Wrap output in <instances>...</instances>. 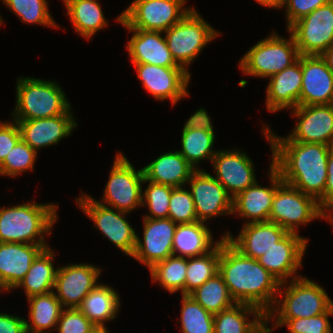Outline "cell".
<instances>
[{
  "label": "cell",
  "mask_w": 333,
  "mask_h": 333,
  "mask_svg": "<svg viewBox=\"0 0 333 333\" xmlns=\"http://www.w3.org/2000/svg\"><path fill=\"white\" fill-rule=\"evenodd\" d=\"M327 220L333 225V215H330Z\"/></svg>",
  "instance_id": "53"
},
{
  "label": "cell",
  "mask_w": 333,
  "mask_h": 333,
  "mask_svg": "<svg viewBox=\"0 0 333 333\" xmlns=\"http://www.w3.org/2000/svg\"><path fill=\"white\" fill-rule=\"evenodd\" d=\"M28 299L30 323L25 320L27 333H49L47 329L56 328L63 307L54 291L34 295Z\"/></svg>",
  "instance_id": "33"
},
{
  "label": "cell",
  "mask_w": 333,
  "mask_h": 333,
  "mask_svg": "<svg viewBox=\"0 0 333 333\" xmlns=\"http://www.w3.org/2000/svg\"><path fill=\"white\" fill-rule=\"evenodd\" d=\"M220 240L208 253L187 258L185 295H190L209 278L219 272Z\"/></svg>",
  "instance_id": "37"
},
{
  "label": "cell",
  "mask_w": 333,
  "mask_h": 333,
  "mask_svg": "<svg viewBox=\"0 0 333 333\" xmlns=\"http://www.w3.org/2000/svg\"><path fill=\"white\" fill-rule=\"evenodd\" d=\"M37 151L20 139L0 164V175L16 177L33 170Z\"/></svg>",
  "instance_id": "40"
},
{
  "label": "cell",
  "mask_w": 333,
  "mask_h": 333,
  "mask_svg": "<svg viewBox=\"0 0 333 333\" xmlns=\"http://www.w3.org/2000/svg\"><path fill=\"white\" fill-rule=\"evenodd\" d=\"M187 184L190 185L199 222L205 223L209 218L232 214L233 198L210 173L203 169L195 170Z\"/></svg>",
  "instance_id": "14"
},
{
  "label": "cell",
  "mask_w": 333,
  "mask_h": 333,
  "mask_svg": "<svg viewBox=\"0 0 333 333\" xmlns=\"http://www.w3.org/2000/svg\"><path fill=\"white\" fill-rule=\"evenodd\" d=\"M113 163L103 200L99 203L129 213L142 206L143 169L136 171L121 152L117 153Z\"/></svg>",
  "instance_id": "10"
},
{
  "label": "cell",
  "mask_w": 333,
  "mask_h": 333,
  "mask_svg": "<svg viewBox=\"0 0 333 333\" xmlns=\"http://www.w3.org/2000/svg\"><path fill=\"white\" fill-rule=\"evenodd\" d=\"M76 33L91 39L99 30L108 27L101 5L97 0H63Z\"/></svg>",
  "instance_id": "32"
},
{
  "label": "cell",
  "mask_w": 333,
  "mask_h": 333,
  "mask_svg": "<svg viewBox=\"0 0 333 333\" xmlns=\"http://www.w3.org/2000/svg\"><path fill=\"white\" fill-rule=\"evenodd\" d=\"M321 56L325 59L328 68L333 73V46L327 49Z\"/></svg>",
  "instance_id": "51"
},
{
  "label": "cell",
  "mask_w": 333,
  "mask_h": 333,
  "mask_svg": "<svg viewBox=\"0 0 333 333\" xmlns=\"http://www.w3.org/2000/svg\"><path fill=\"white\" fill-rule=\"evenodd\" d=\"M258 2V4L268 7V8H274L277 10V8H283L285 0H255Z\"/></svg>",
  "instance_id": "50"
},
{
  "label": "cell",
  "mask_w": 333,
  "mask_h": 333,
  "mask_svg": "<svg viewBox=\"0 0 333 333\" xmlns=\"http://www.w3.org/2000/svg\"><path fill=\"white\" fill-rule=\"evenodd\" d=\"M225 233L223 237L235 249L244 256L256 260L288 234L285 229L271 221L244 224L235 238L230 231Z\"/></svg>",
  "instance_id": "23"
},
{
  "label": "cell",
  "mask_w": 333,
  "mask_h": 333,
  "mask_svg": "<svg viewBox=\"0 0 333 333\" xmlns=\"http://www.w3.org/2000/svg\"><path fill=\"white\" fill-rule=\"evenodd\" d=\"M137 71L145 90L155 99H170L175 105L180 99L189 96L187 91L190 83V72L183 67H161L143 63H132Z\"/></svg>",
  "instance_id": "13"
},
{
  "label": "cell",
  "mask_w": 333,
  "mask_h": 333,
  "mask_svg": "<svg viewBox=\"0 0 333 333\" xmlns=\"http://www.w3.org/2000/svg\"><path fill=\"white\" fill-rule=\"evenodd\" d=\"M211 232L205 223L199 221L177 224L173 238V255L190 258L208 253L219 242L214 243Z\"/></svg>",
  "instance_id": "29"
},
{
  "label": "cell",
  "mask_w": 333,
  "mask_h": 333,
  "mask_svg": "<svg viewBox=\"0 0 333 333\" xmlns=\"http://www.w3.org/2000/svg\"><path fill=\"white\" fill-rule=\"evenodd\" d=\"M184 187H173L169 200L168 218L177 224L198 221L191 191Z\"/></svg>",
  "instance_id": "43"
},
{
  "label": "cell",
  "mask_w": 333,
  "mask_h": 333,
  "mask_svg": "<svg viewBox=\"0 0 333 333\" xmlns=\"http://www.w3.org/2000/svg\"><path fill=\"white\" fill-rule=\"evenodd\" d=\"M332 0H285L283 7L286 10L287 29L296 21L307 16L318 7Z\"/></svg>",
  "instance_id": "45"
},
{
  "label": "cell",
  "mask_w": 333,
  "mask_h": 333,
  "mask_svg": "<svg viewBox=\"0 0 333 333\" xmlns=\"http://www.w3.org/2000/svg\"><path fill=\"white\" fill-rule=\"evenodd\" d=\"M81 195L76 199L78 208H81L94 222L95 228L99 229L105 238L110 240L126 256L132 257L137 233L125 218L128 213L105 206L83 192Z\"/></svg>",
  "instance_id": "11"
},
{
  "label": "cell",
  "mask_w": 333,
  "mask_h": 333,
  "mask_svg": "<svg viewBox=\"0 0 333 333\" xmlns=\"http://www.w3.org/2000/svg\"><path fill=\"white\" fill-rule=\"evenodd\" d=\"M211 162L215 169L213 177L232 198L257 182L254 162L240 150H218Z\"/></svg>",
  "instance_id": "19"
},
{
  "label": "cell",
  "mask_w": 333,
  "mask_h": 333,
  "mask_svg": "<svg viewBox=\"0 0 333 333\" xmlns=\"http://www.w3.org/2000/svg\"><path fill=\"white\" fill-rule=\"evenodd\" d=\"M214 133V131L199 129H182V149L177 151L195 170H200L198 168L200 161L209 159L211 162L212 158L216 155L217 150L215 151L212 148L215 142Z\"/></svg>",
  "instance_id": "34"
},
{
  "label": "cell",
  "mask_w": 333,
  "mask_h": 333,
  "mask_svg": "<svg viewBox=\"0 0 333 333\" xmlns=\"http://www.w3.org/2000/svg\"><path fill=\"white\" fill-rule=\"evenodd\" d=\"M283 38L271 33L259 40L247 51L239 62V67L246 75L270 78L291 66L299 59V51L293 36Z\"/></svg>",
  "instance_id": "6"
},
{
  "label": "cell",
  "mask_w": 333,
  "mask_h": 333,
  "mask_svg": "<svg viewBox=\"0 0 333 333\" xmlns=\"http://www.w3.org/2000/svg\"><path fill=\"white\" fill-rule=\"evenodd\" d=\"M101 270L87 263L59 267L54 286L57 292L54 293L62 307L78 308L85 296L98 285Z\"/></svg>",
  "instance_id": "16"
},
{
  "label": "cell",
  "mask_w": 333,
  "mask_h": 333,
  "mask_svg": "<svg viewBox=\"0 0 333 333\" xmlns=\"http://www.w3.org/2000/svg\"><path fill=\"white\" fill-rule=\"evenodd\" d=\"M144 179L173 187L185 186L195 169L178 151H169L142 168Z\"/></svg>",
  "instance_id": "27"
},
{
  "label": "cell",
  "mask_w": 333,
  "mask_h": 333,
  "mask_svg": "<svg viewBox=\"0 0 333 333\" xmlns=\"http://www.w3.org/2000/svg\"><path fill=\"white\" fill-rule=\"evenodd\" d=\"M285 284L286 282L281 283L278 291L283 300L277 298L276 306L266 315V324L270 318L273 320L314 317L325 313L333 305V301L321 285L304 276L290 280L289 285ZM282 287L286 290L281 291Z\"/></svg>",
  "instance_id": "5"
},
{
  "label": "cell",
  "mask_w": 333,
  "mask_h": 333,
  "mask_svg": "<svg viewBox=\"0 0 333 333\" xmlns=\"http://www.w3.org/2000/svg\"><path fill=\"white\" fill-rule=\"evenodd\" d=\"M219 273L236 303L254 306L265 315L275 306L281 283L258 260L241 254L223 236Z\"/></svg>",
  "instance_id": "2"
},
{
  "label": "cell",
  "mask_w": 333,
  "mask_h": 333,
  "mask_svg": "<svg viewBox=\"0 0 333 333\" xmlns=\"http://www.w3.org/2000/svg\"><path fill=\"white\" fill-rule=\"evenodd\" d=\"M333 104V73L321 55H302L300 106Z\"/></svg>",
  "instance_id": "21"
},
{
  "label": "cell",
  "mask_w": 333,
  "mask_h": 333,
  "mask_svg": "<svg viewBox=\"0 0 333 333\" xmlns=\"http://www.w3.org/2000/svg\"><path fill=\"white\" fill-rule=\"evenodd\" d=\"M14 123V124H13ZM0 122V164L4 161L6 155L21 139V132L18 123Z\"/></svg>",
  "instance_id": "46"
},
{
  "label": "cell",
  "mask_w": 333,
  "mask_h": 333,
  "mask_svg": "<svg viewBox=\"0 0 333 333\" xmlns=\"http://www.w3.org/2000/svg\"><path fill=\"white\" fill-rule=\"evenodd\" d=\"M317 202L328 217L333 214V146H330L328 155L327 179L324 194Z\"/></svg>",
  "instance_id": "47"
},
{
  "label": "cell",
  "mask_w": 333,
  "mask_h": 333,
  "mask_svg": "<svg viewBox=\"0 0 333 333\" xmlns=\"http://www.w3.org/2000/svg\"><path fill=\"white\" fill-rule=\"evenodd\" d=\"M119 294L110 286L99 283L82 300L78 310L97 328L116 318L120 308Z\"/></svg>",
  "instance_id": "30"
},
{
  "label": "cell",
  "mask_w": 333,
  "mask_h": 333,
  "mask_svg": "<svg viewBox=\"0 0 333 333\" xmlns=\"http://www.w3.org/2000/svg\"><path fill=\"white\" fill-rule=\"evenodd\" d=\"M57 208L53 203L35 202L3 206L0 208V242L47 245L44 236L51 234L58 219Z\"/></svg>",
  "instance_id": "3"
},
{
  "label": "cell",
  "mask_w": 333,
  "mask_h": 333,
  "mask_svg": "<svg viewBox=\"0 0 333 333\" xmlns=\"http://www.w3.org/2000/svg\"><path fill=\"white\" fill-rule=\"evenodd\" d=\"M2 23H3V20H2L1 15H0V25H2Z\"/></svg>",
  "instance_id": "55"
},
{
  "label": "cell",
  "mask_w": 333,
  "mask_h": 333,
  "mask_svg": "<svg viewBox=\"0 0 333 333\" xmlns=\"http://www.w3.org/2000/svg\"><path fill=\"white\" fill-rule=\"evenodd\" d=\"M149 271L152 281L158 282L169 293L181 291V294L185 295L186 257L172 255L163 261L157 262Z\"/></svg>",
  "instance_id": "36"
},
{
  "label": "cell",
  "mask_w": 333,
  "mask_h": 333,
  "mask_svg": "<svg viewBox=\"0 0 333 333\" xmlns=\"http://www.w3.org/2000/svg\"><path fill=\"white\" fill-rule=\"evenodd\" d=\"M26 24L59 28L48 11L47 0H1Z\"/></svg>",
  "instance_id": "39"
},
{
  "label": "cell",
  "mask_w": 333,
  "mask_h": 333,
  "mask_svg": "<svg viewBox=\"0 0 333 333\" xmlns=\"http://www.w3.org/2000/svg\"><path fill=\"white\" fill-rule=\"evenodd\" d=\"M143 241L136 235L132 258L149 269L173 255V238L177 223L169 218H143Z\"/></svg>",
  "instance_id": "15"
},
{
  "label": "cell",
  "mask_w": 333,
  "mask_h": 333,
  "mask_svg": "<svg viewBox=\"0 0 333 333\" xmlns=\"http://www.w3.org/2000/svg\"><path fill=\"white\" fill-rule=\"evenodd\" d=\"M287 32L300 55H322L333 46V0L294 22Z\"/></svg>",
  "instance_id": "12"
},
{
  "label": "cell",
  "mask_w": 333,
  "mask_h": 333,
  "mask_svg": "<svg viewBox=\"0 0 333 333\" xmlns=\"http://www.w3.org/2000/svg\"><path fill=\"white\" fill-rule=\"evenodd\" d=\"M293 117L299 120L288 137L294 142L333 146V104L297 106Z\"/></svg>",
  "instance_id": "17"
},
{
  "label": "cell",
  "mask_w": 333,
  "mask_h": 333,
  "mask_svg": "<svg viewBox=\"0 0 333 333\" xmlns=\"http://www.w3.org/2000/svg\"><path fill=\"white\" fill-rule=\"evenodd\" d=\"M127 30L133 32L126 46L131 63H143L161 67H181L173 59L165 36H162L163 32L132 28H127Z\"/></svg>",
  "instance_id": "26"
},
{
  "label": "cell",
  "mask_w": 333,
  "mask_h": 333,
  "mask_svg": "<svg viewBox=\"0 0 333 333\" xmlns=\"http://www.w3.org/2000/svg\"><path fill=\"white\" fill-rule=\"evenodd\" d=\"M250 314L254 316L251 322ZM265 328L266 315L248 304L235 303L214 314V333H261Z\"/></svg>",
  "instance_id": "28"
},
{
  "label": "cell",
  "mask_w": 333,
  "mask_h": 333,
  "mask_svg": "<svg viewBox=\"0 0 333 333\" xmlns=\"http://www.w3.org/2000/svg\"><path fill=\"white\" fill-rule=\"evenodd\" d=\"M144 183H148V185L142 193V206L148 207L150 215H143V218H168L169 200L173 186L154 183L146 179H144Z\"/></svg>",
  "instance_id": "41"
},
{
  "label": "cell",
  "mask_w": 333,
  "mask_h": 333,
  "mask_svg": "<svg viewBox=\"0 0 333 333\" xmlns=\"http://www.w3.org/2000/svg\"><path fill=\"white\" fill-rule=\"evenodd\" d=\"M269 169L270 187H261L256 182L232 200V214L237 213L241 218L248 219L245 224L269 221L275 191L283 183L273 164H270Z\"/></svg>",
  "instance_id": "20"
},
{
  "label": "cell",
  "mask_w": 333,
  "mask_h": 333,
  "mask_svg": "<svg viewBox=\"0 0 333 333\" xmlns=\"http://www.w3.org/2000/svg\"><path fill=\"white\" fill-rule=\"evenodd\" d=\"M48 245L0 242V293L15 289L38 254Z\"/></svg>",
  "instance_id": "24"
},
{
  "label": "cell",
  "mask_w": 333,
  "mask_h": 333,
  "mask_svg": "<svg viewBox=\"0 0 333 333\" xmlns=\"http://www.w3.org/2000/svg\"><path fill=\"white\" fill-rule=\"evenodd\" d=\"M71 110L50 118L14 121L20 128L21 139L38 152L39 149L58 144L60 140L71 135L78 126Z\"/></svg>",
  "instance_id": "22"
},
{
  "label": "cell",
  "mask_w": 333,
  "mask_h": 333,
  "mask_svg": "<svg viewBox=\"0 0 333 333\" xmlns=\"http://www.w3.org/2000/svg\"><path fill=\"white\" fill-rule=\"evenodd\" d=\"M91 333H110L109 330L106 328H96L93 332Z\"/></svg>",
  "instance_id": "52"
},
{
  "label": "cell",
  "mask_w": 333,
  "mask_h": 333,
  "mask_svg": "<svg viewBox=\"0 0 333 333\" xmlns=\"http://www.w3.org/2000/svg\"><path fill=\"white\" fill-rule=\"evenodd\" d=\"M319 218L328 219V216L313 197L284 182L276 189L269 221L275 222L288 233L298 234L301 224Z\"/></svg>",
  "instance_id": "9"
},
{
  "label": "cell",
  "mask_w": 333,
  "mask_h": 333,
  "mask_svg": "<svg viewBox=\"0 0 333 333\" xmlns=\"http://www.w3.org/2000/svg\"><path fill=\"white\" fill-rule=\"evenodd\" d=\"M330 315L333 316V305L325 313L314 317L276 319L274 320V327L270 329L268 324H266V327L273 331L277 327L287 325L289 333H332L331 323L328 320Z\"/></svg>",
  "instance_id": "42"
},
{
  "label": "cell",
  "mask_w": 333,
  "mask_h": 333,
  "mask_svg": "<svg viewBox=\"0 0 333 333\" xmlns=\"http://www.w3.org/2000/svg\"><path fill=\"white\" fill-rule=\"evenodd\" d=\"M185 0H134L116 20L125 28L165 32L192 8Z\"/></svg>",
  "instance_id": "8"
},
{
  "label": "cell",
  "mask_w": 333,
  "mask_h": 333,
  "mask_svg": "<svg viewBox=\"0 0 333 333\" xmlns=\"http://www.w3.org/2000/svg\"><path fill=\"white\" fill-rule=\"evenodd\" d=\"M97 327L78 308L62 310L56 328L58 333H91Z\"/></svg>",
  "instance_id": "44"
},
{
  "label": "cell",
  "mask_w": 333,
  "mask_h": 333,
  "mask_svg": "<svg viewBox=\"0 0 333 333\" xmlns=\"http://www.w3.org/2000/svg\"><path fill=\"white\" fill-rule=\"evenodd\" d=\"M56 81L31 77L17 78L13 120H32L63 115L71 104Z\"/></svg>",
  "instance_id": "4"
},
{
  "label": "cell",
  "mask_w": 333,
  "mask_h": 333,
  "mask_svg": "<svg viewBox=\"0 0 333 333\" xmlns=\"http://www.w3.org/2000/svg\"><path fill=\"white\" fill-rule=\"evenodd\" d=\"M52 250L50 247L44 248L31 264L27 274L15 287L24 288L27 298L54 290L58 268H54L55 253Z\"/></svg>",
  "instance_id": "31"
},
{
  "label": "cell",
  "mask_w": 333,
  "mask_h": 333,
  "mask_svg": "<svg viewBox=\"0 0 333 333\" xmlns=\"http://www.w3.org/2000/svg\"><path fill=\"white\" fill-rule=\"evenodd\" d=\"M263 127L272 149L271 163L282 181L318 201L324 194L330 146L294 142L288 136L275 135L265 124Z\"/></svg>",
  "instance_id": "1"
},
{
  "label": "cell",
  "mask_w": 333,
  "mask_h": 333,
  "mask_svg": "<svg viewBox=\"0 0 333 333\" xmlns=\"http://www.w3.org/2000/svg\"><path fill=\"white\" fill-rule=\"evenodd\" d=\"M182 333H214V315L207 312L190 295H182Z\"/></svg>",
  "instance_id": "38"
},
{
  "label": "cell",
  "mask_w": 333,
  "mask_h": 333,
  "mask_svg": "<svg viewBox=\"0 0 333 333\" xmlns=\"http://www.w3.org/2000/svg\"><path fill=\"white\" fill-rule=\"evenodd\" d=\"M261 333H272L267 327Z\"/></svg>",
  "instance_id": "54"
},
{
  "label": "cell",
  "mask_w": 333,
  "mask_h": 333,
  "mask_svg": "<svg viewBox=\"0 0 333 333\" xmlns=\"http://www.w3.org/2000/svg\"><path fill=\"white\" fill-rule=\"evenodd\" d=\"M190 296L213 315L236 303L219 272L193 291Z\"/></svg>",
  "instance_id": "35"
},
{
  "label": "cell",
  "mask_w": 333,
  "mask_h": 333,
  "mask_svg": "<svg viewBox=\"0 0 333 333\" xmlns=\"http://www.w3.org/2000/svg\"><path fill=\"white\" fill-rule=\"evenodd\" d=\"M24 318L0 313V333H27Z\"/></svg>",
  "instance_id": "48"
},
{
  "label": "cell",
  "mask_w": 333,
  "mask_h": 333,
  "mask_svg": "<svg viewBox=\"0 0 333 333\" xmlns=\"http://www.w3.org/2000/svg\"><path fill=\"white\" fill-rule=\"evenodd\" d=\"M213 127L210 116L203 108L198 109L193 115H191L183 126V128L206 131H214Z\"/></svg>",
  "instance_id": "49"
},
{
  "label": "cell",
  "mask_w": 333,
  "mask_h": 333,
  "mask_svg": "<svg viewBox=\"0 0 333 333\" xmlns=\"http://www.w3.org/2000/svg\"><path fill=\"white\" fill-rule=\"evenodd\" d=\"M302 55L291 66L270 77L266 90V107L270 112L300 106Z\"/></svg>",
  "instance_id": "25"
},
{
  "label": "cell",
  "mask_w": 333,
  "mask_h": 333,
  "mask_svg": "<svg viewBox=\"0 0 333 333\" xmlns=\"http://www.w3.org/2000/svg\"><path fill=\"white\" fill-rule=\"evenodd\" d=\"M308 240L299 234L288 233L267 253L259 257L258 262L272 274L280 283H288V278H298V268L302 266V259Z\"/></svg>",
  "instance_id": "18"
},
{
  "label": "cell",
  "mask_w": 333,
  "mask_h": 333,
  "mask_svg": "<svg viewBox=\"0 0 333 333\" xmlns=\"http://www.w3.org/2000/svg\"><path fill=\"white\" fill-rule=\"evenodd\" d=\"M163 33L173 59L187 72L188 66L202 49L221 34L193 7L177 24Z\"/></svg>",
  "instance_id": "7"
}]
</instances>
